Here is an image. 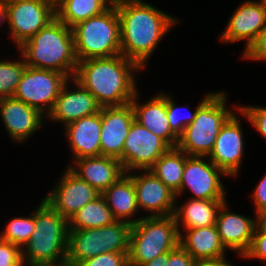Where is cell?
Here are the masks:
<instances>
[{
  "mask_svg": "<svg viewBox=\"0 0 266 266\" xmlns=\"http://www.w3.org/2000/svg\"><path fill=\"white\" fill-rule=\"evenodd\" d=\"M113 3L120 18L121 54L143 69L159 41L178 21L146 2Z\"/></svg>",
  "mask_w": 266,
  "mask_h": 266,
  "instance_id": "cell-1",
  "label": "cell"
},
{
  "mask_svg": "<svg viewBox=\"0 0 266 266\" xmlns=\"http://www.w3.org/2000/svg\"><path fill=\"white\" fill-rule=\"evenodd\" d=\"M142 70L124 55L78 62L74 79L86 88L99 106L128 104L137 92L134 72Z\"/></svg>",
  "mask_w": 266,
  "mask_h": 266,
  "instance_id": "cell-2",
  "label": "cell"
},
{
  "mask_svg": "<svg viewBox=\"0 0 266 266\" xmlns=\"http://www.w3.org/2000/svg\"><path fill=\"white\" fill-rule=\"evenodd\" d=\"M26 66L53 70L70 80L77 69L72 28L57 17L18 47Z\"/></svg>",
  "mask_w": 266,
  "mask_h": 266,
  "instance_id": "cell-3",
  "label": "cell"
},
{
  "mask_svg": "<svg viewBox=\"0 0 266 266\" xmlns=\"http://www.w3.org/2000/svg\"><path fill=\"white\" fill-rule=\"evenodd\" d=\"M34 229L30 240L21 249L23 264L66 266L68 220L43 200L35 211Z\"/></svg>",
  "mask_w": 266,
  "mask_h": 266,
  "instance_id": "cell-4",
  "label": "cell"
},
{
  "mask_svg": "<svg viewBox=\"0 0 266 266\" xmlns=\"http://www.w3.org/2000/svg\"><path fill=\"white\" fill-rule=\"evenodd\" d=\"M77 61L121 54L120 18L115 4L72 27Z\"/></svg>",
  "mask_w": 266,
  "mask_h": 266,
  "instance_id": "cell-5",
  "label": "cell"
},
{
  "mask_svg": "<svg viewBox=\"0 0 266 266\" xmlns=\"http://www.w3.org/2000/svg\"><path fill=\"white\" fill-rule=\"evenodd\" d=\"M226 94L214 92L198 109L179 136L177 148L188 156L208 157L222 126L234 114L226 108Z\"/></svg>",
  "mask_w": 266,
  "mask_h": 266,
  "instance_id": "cell-6",
  "label": "cell"
},
{
  "mask_svg": "<svg viewBox=\"0 0 266 266\" xmlns=\"http://www.w3.org/2000/svg\"><path fill=\"white\" fill-rule=\"evenodd\" d=\"M132 224L115 221L108 226L91 229H69L66 266L104 253H129Z\"/></svg>",
  "mask_w": 266,
  "mask_h": 266,
  "instance_id": "cell-7",
  "label": "cell"
},
{
  "mask_svg": "<svg viewBox=\"0 0 266 266\" xmlns=\"http://www.w3.org/2000/svg\"><path fill=\"white\" fill-rule=\"evenodd\" d=\"M179 231L173 215L145 216L132 224L128 265L150 262L179 246Z\"/></svg>",
  "mask_w": 266,
  "mask_h": 266,
  "instance_id": "cell-8",
  "label": "cell"
},
{
  "mask_svg": "<svg viewBox=\"0 0 266 266\" xmlns=\"http://www.w3.org/2000/svg\"><path fill=\"white\" fill-rule=\"evenodd\" d=\"M68 79L65 74L57 71L26 66L13 98L48 115Z\"/></svg>",
  "mask_w": 266,
  "mask_h": 266,
  "instance_id": "cell-9",
  "label": "cell"
},
{
  "mask_svg": "<svg viewBox=\"0 0 266 266\" xmlns=\"http://www.w3.org/2000/svg\"><path fill=\"white\" fill-rule=\"evenodd\" d=\"M8 26L19 47L56 18V6L47 0H5Z\"/></svg>",
  "mask_w": 266,
  "mask_h": 266,
  "instance_id": "cell-10",
  "label": "cell"
},
{
  "mask_svg": "<svg viewBox=\"0 0 266 266\" xmlns=\"http://www.w3.org/2000/svg\"><path fill=\"white\" fill-rule=\"evenodd\" d=\"M171 147L136 120L133 121L124 142L122 158L119 160L125 173L148 170Z\"/></svg>",
  "mask_w": 266,
  "mask_h": 266,
  "instance_id": "cell-11",
  "label": "cell"
},
{
  "mask_svg": "<svg viewBox=\"0 0 266 266\" xmlns=\"http://www.w3.org/2000/svg\"><path fill=\"white\" fill-rule=\"evenodd\" d=\"M205 158L189 156L186 159L180 190L176 193V197L188 188L195 196L191 199L226 200L225 189L220 178L221 174L223 176L226 174L211 161L205 162Z\"/></svg>",
  "mask_w": 266,
  "mask_h": 266,
  "instance_id": "cell-12",
  "label": "cell"
},
{
  "mask_svg": "<svg viewBox=\"0 0 266 266\" xmlns=\"http://www.w3.org/2000/svg\"><path fill=\"white\" fill-rule=\"evenodd\" d=\"M100 195V192L67 168L56 187L43 200L69 220L85 204L94 201Z\"/></svg>",
  "mask_w": 266,
  "mask_h": 266,
  "instance_id": "cell-13",
  "label": "cell"
},
{
  "mask_svg": "<svg viewBox=\"0 0 266 266\" xmlns=\"http://www.w3.org/2000/svg\"><path fill=\"white\" fill-rule=\"evenodd\" d=\"M134 120L131 102L122 106L101 108L100 156L119 160L122 158L124 142Z\"/></svg>",
  "mask_w": 266,
  "mask_h": 266,
  "instance_id": "cell-14",
  "label": "cell"
},
{
  "mask_svg": "<svg viewBox=\"0 0 266 266\" xmlns=\"http://www.w3.org/2000/svg\"><path fill=\"white\" fill-rule=\"evenodd\" d=\"M143 175L126 173L132 180L136 191L139 209L146 210L148 217H164L173 215L176 193L168 188L151 170H144Z\"/></svg>",
  "mask_w": 266,
  "mask_h": 266,
  "instance_id": "cell-15",
  "label": "cell"
},
{
  "mask_svg": "<svg viewBox=\"0 0 266 266\" xmlns=\"http://www.w3.org/2000/svg\"><path fill=\"white\" fill-rule=\"evenodd\" d=\"M234 114L227 120L218 133L215 145L206 159L227 176H236L243 157V131L239 118Z\"/></svg>",
  "mask_w": 266,
  "mask_h": 266,
  "instance_id": "cell-16",
  "label": "cell"
},
{
  "mask_svg": "<svg viewBox=\"0 0 266 266\" xmlns=\"http://www.w3.org/2000/svg\"><path fill=\"white\" fill-rule=\"evenodd\" d=\"M265 24L266 4L264 1H245L230 17L221 35V41L234 43L244 40L246 41L244 49L247 50Z\"/></svg>",
  "mask_w": 266,
  "mask_h": 266,
  "instance_id": "cell-17",
  "label": "cell"
},
{
  "mask_svg": "<svg viewBox=\"0 0 266 266\" xmlns=\"http://www.w3.org/2000/svg\"><path fill=\"white\" fill-rule=\"evenodd\" d=\"M76 89L67 90L69 79L62 86L55 104L48 114L53 121L64 122L65 126L80 118L96 114L100 106L95 97L84 88L77 80L72 78Z\"/></svg>",
  "mask_w": 266,
  "mask_h": 266,
  "instance_id": "cell-18",
  "label": "cell"
},
{
  "mask_svg": "<svg viewBox=\"0 0 266 266\" xmlns=\"http://www.w3.org/2000/svg\"><path fill=\"white\" fill-rule=\"evenodd\" d=\"M0 115L10 138L23 142L42 125L43 114L13 97L0 98Z\"/></svg>",
  "mask_w": 266,
  "mask_h": 266,
  "instance_id": "cell-19",
  "label": "cell"
},
{
  "mask_svg": "<svg viewBox=\"0 0 266 266\" xmlns=\"http://www.w3.org/2000/svg\"><path fill=\"white\" fill-rule=\"evenodd\" d=\"M215 225L225 249L238 252L241 257L248 252L256 228L254 218L228 211L225 202L221 206Z\"/></svg>",
  "mask_w": 266,
  "mask_h": 266,
  "instance_id": "cell-20",
  "label": "cell"
},
{
  "mask_svg": "<svg viewBox=\"0 0 266 266\" xmlns=\"http://www.w3.org/2000/svg\"><path fill=\"white\" fill-rule=\"evenodd\" d=\"M74 163L68 168L101 194L126 174L119 159L108 156L85 157Z\"/></svg>",
  "mask_w": 266,
  "mask_h": 266,
  "instance_id": "cell-21",
  "label": "cell"
},
{
  "mask_svg": "<svg viewBox=\"0 0 266 266\" xmlns=\"http://www.w3.org/2000/svg\"><path fill=\"white\" fill-rule=\"evenodd\" d=\"M136 92L131 104L135 120L156 136L163 139L171 148L177 147L179 136L171 129L167 118L166 94L160 93L146 103H138Z\"/></svg>",
  "mask_w": 266,
  "mask_h": 266,
  "instance_id": "cell-22",
  "label": "cell"
},
{
  "mask_svg": "<svg viewBox=\"0 0 266 266\" xmlns=\"http://www.w3.org/2000/svg\"><path fill=\"white\" fill-rule=\"evenodd\" d=\"M64 128L73 160L100 156L101 108L96 114L73 121Z\"/></svg>",
  "mask_w": 266,
  "mask_h": 266,
  "instance_id": "cell-23",
  "label": "cell"
},
{
  "mask_svg": "<svg viewBox=\"0 0 266 266\" xmlns=\"http://www.w3.org/2000/svg\"><path fill=\"white\" fill-rule=\"evenodd\" d=\"M180 234L179 245L197 262L226 258V249L221 243L216 225L186 229Z\"/></svg>",
  "mask_w": 266,
  "mask_h": 266,
  "instance_id": "cell-24",
  "label": "cell"
},
{
  "mask_svg": "<svg viewBox=\"0 0 266 266\" xmlns=\"http://www.w3.org/2000/svg\"><path fill=\"white\" fill-rule=\"evenodd\" d=\"M225 202V200L190 199L185 204L175 206L173 217L179 234H181L180 221L184 230L214 226L221 206Z\"/></svg>",
  "mask_w": 266,
  "mask_h": 266,
  "instance_id": "cell-25",
  "label": "cell"
},
{
  "mask_svg": "<svg viewBox=\"0 0 266 266\" xmlns=\"http://www.w3.org/2000/svg\"><path fill=\"white\" fill-rule=\"evenodd\" d=\"M114 218L117 221H126L135 224L141 218L134 219L132 216L139 212L137 205L136 191L133 180L127 175H123L116 183L112 184L101 194ZM129 217L132 219L130 220Z\"/></svg>",
  "mask_w": 266,
  "mask_h": 266,
  "instance_id": "cell-26",
  "label": "cell"
},
{
  "mask_svg": "<svg viewBox=\"0 0 266 266\" xmlns=\"http://www.w3.org/2000/svg\"><path fill=\"white\" fill-rule=\"evenodd\" d=\"M114 0H61L56 5V17L67 27L72 28L106 11ZM109 3V4H108Z\"/></svg>",
  "mask_w": 266,
  "mask_h": 266,
  "instance_id": "cell-27",
  "label": "cell"
},
{
  "mask_svg": "<svg viewBox=\"0 0 266 266\" xmlns=\"http://www.w3.org/2000/svg\"><path fill=\"white\" fill-rule=\"evenodd\" d=\"M188 157L177 147L170 148L149 170L168 188L177 193L180 190L184 166Z\"/></svg>",
  "mask_w": 266,
  "mask_h": 266,
  "instance_id": "cell-28",
  "label": "cell"
},
{
  "mask_svg": "<svg viewBox=\"0 0 266 266\" xmlns=\"http://www.w3.org/2000/svg\"><path fill=\"white\" fill-rule=\"evenodd\" d=\"M117 221L102 195L85 204L68 220V229H91L108 226Z\"/></svg>",
  "mask_w": 266,
  "mask_h": 266,
  "instance_id": "cell-29",
  "label": "cell"
},
{
  "mask_svg": "<svg viewBox=\"0 0 266 266\" xmlns=\"http://www.w3.org/2000/svg\"><path fill=\"white\" fill-rule=\"evenodd\" d=\"M30 217H19L9 221L5 230L0 233V239L18 245L21 249L31 238L35 227V211Z\"/></svg>",
  "mask_w": 266,
  "mask_h": 266,
  "instance_id": "cell-30",
  "label": "cell"
},
{
  "mask_svg": "<svg viewBox=\"0 0 266 266\" xmlns=\"http://www.w3.org/2000/svg\"><path fill=\"white\" fill-rule=\"evenodd\" d=\"M21 58L19 61L0 60V98L13 97L26 68Z\"/></svg>",
  "mask_w": 266,
  "mask_h": 266,
  "instance_id": "cell-31",
  "label": "cell"
},
{
  "mask_svg": "<svg viewBox=\"0 0 266 266\" xmlns=\"http://www.w3.org/2000/svg\"><path fill=\"white\" fill-rule=\"evenodd\" d=\"M213 93L207 94L197 105L195 111L192 113L190 112L189 114L185 115V118L180 116L178 109H181L180 107H177L171 97L169 95H166V109H167V118L170 123L171 129L178 135L180 136L185 127L188 126L189 124L192 123V121L195 118L197 109L212 95Z\"/></svg>",
  "mask_w": 266,
  "mask_h": 266,
  "instance_id": "cell-32",
  "label": "cell"
},
{
  "mask_svg": "<svg viewBox=\"0 0 266 266\" xmlns=\"http://www.w3.org/2000/svg\"><path fill=\"white\" fill-rule=\"evenodd\" d=\"M75 266H129L128 254L113 252L104 253L83 260Z\"/></svg>",
  "mask_w": 266,
  "mask_h": 266,
  "instance_id": "cell-33",
  "label": "cell"
},
{
  "mask_svg": "<svg viewBox=\"0 0 266 266\" xmlns=\"http://www.w3.org/2000/svg\"><path fill=\"white\" fill-rule=\"evenodd\" d=\"M240 113L257 129L266 139V107L257 106H236Z\"/></svg>",
  "mask_w": 266,
  "mask_h": 266,
  "instance_id": "cell-34",
  "label": "cell"
},
{
  "mask_svg": "<svg viewBox=\"0 0 266 266\" xmlns=\"http://www.w3.org/2000/svg\"><path fill=\"white\" fill-rule=\"evenodd\" d=\"M22 250L18 245L0 239V266H23Z\"/></svg>",
  "mask_w": 266,
  "mask_h": 266,
  "instance_id": "cell-35",
  "label": "cell"
},
{
  "mask_svg": "<svg viewBox=\"0 0 266 266\" xmlns=\"http://www.w3.org/2000/svg\"><path fill=\"white\" fill-rule=\"evenodd\" d=\"M243 52V58L266 61V24L261 29L255 41Z\"/></svg>",
  "mask_w": 266,
  "mask_h": 266,
  "instance_id": "cell-36",
  "label": "cell"
},
{
  "mask_svg": "<svg viewBox=\"0 0 266 266\" xmlns=\"http://www.w3.org/2000/svg\"><path fill=\"white\" fill-rule=\"evenodd\" d=\"M243 257L259 259L266 263V233L261 231L254 232L251 247Z\"/></svg>",
  "mask_w": 266,
  "mask_h": 266,
  "instance_id": "cell-37",
  "label": "cell"
},
{
  "mask_svg": "<svg viewBox=\"0 0 266 266\" xmlns=\"http://www.w3.org/2000/svg\"><path fill=\"white\" fill-rule=\"evenodd\" d=\"M197 261L180 245L170 251L166 266H196Z\"/></svg>",
  "mask_w": 266,
  "mask_h": 266,
  "instance_id": "cell-38",
  "label": "cell"
},
{
  "mask_svg": "<svg viewBox=\"0 0 266 266\" xmlns=\"http://www.w3.org/2000/svg\"><path fill=\"white\" fill-rule=\"evenodd\" d=\"M252 198L255 204L256 213L266 209V173L257 184Z\"/></svg>",
  "mask_w": 266,
  "mask_h": 266,
  "instance_id": "cell-39",
  "label": "cell"
},
{
  "mask_svg": "<svg viewBox=\"0 0 266 266\" xmlns=\"http://www.w3.org/2000/svg\"><path fill=\"white\" fill-rule=\"evenodd\" d=\"M170 256V251L158 255L155 259L150 262L139 264V265H129V266H166Z\"/></svg>",
  "mask_w": 266,
  "mask_h": 266,
  "instance_id": "cell-40",
  "label": "cell"
},
{
  "mask_svg": "<svg viewBox=\"0 0 266 266\" xmlns=\"http://www.w3.org/2000/svg\"><path fill=\"white\" fill-rule=\"evenodd\" d=\"M255 224V231L266 233V209L256 213Z\"/></svg>",
  "mask_w": 266,
  "mask_h": 266,
  "instance_id": "cell-41",
  "label": "cell"
},
{
  "mask_svg": "<svg viewBox=\"0 0 266 266\" xmlns=\"http://www.w3.org/2000/svg\"><path fill=\"white\" fill-rule=\"evenodd\" d=\"M225 258L220 260L198 261L196 266H232Z\"/></svg>",
  "mask_w": 266,
  "mask_h": 266,
  "instance_id": "cell-42",
  "label": "cell"
},
{
  "mask_svg": "<svg viewBox=\"0 0 266 266\" xmlns=\"http://www.w3.org/2000/svg\"><path fill=\"white\" fill-rule=\"evenodd\" d=\"M0 22H8V11L5 5V0H0Z\"/></svg>",
  "mask_w": 266,
  "mask_h": 266,
  "instance_id": "cell-43",
  "label": "cell"
},
{
  "mask_svg": "<svg viewBox=\"0 0 266 266\" xmlns=\"http://www.w3.org/2000/svg\"><path fill=\"white\" fill-rule=\"evenodd\" d=\"M47 1L51 2L56 6L61 0H47Z\"/></svg>",
  "mask_w": 266,
  "mask_h": 266,
  "instance_id": "cell-44",
  "label": "cell"
},
{
  "mask_svg": "<svg viewBox=\"0 0 266 266\" xmlns=\"http://www.w3.org/2000/svg\"><path fill=\"white\" fill-rule=\"evenodd\" d=\"M125 1H129V2H143V0H125Z\"/></svg>",
  "mask_w": 266,
  "mask_h": 266,
  "instance_id": "cell-45",
  "label": "cell"
}]
</instances>
